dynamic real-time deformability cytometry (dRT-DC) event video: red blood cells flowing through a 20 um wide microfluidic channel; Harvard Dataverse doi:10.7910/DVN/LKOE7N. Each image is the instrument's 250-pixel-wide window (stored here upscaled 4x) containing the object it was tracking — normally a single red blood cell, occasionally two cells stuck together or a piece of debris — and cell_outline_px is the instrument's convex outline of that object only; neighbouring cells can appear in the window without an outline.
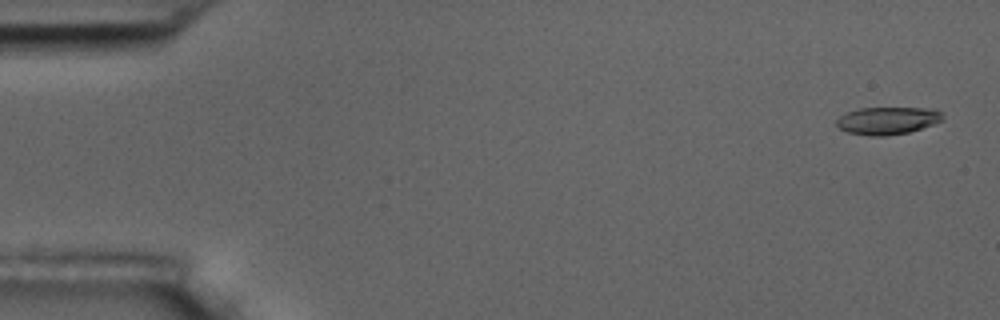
{"species": "common noctule bat (a hibernating species)", "species_latin": "Nyctalus noctula", "temperature_condition": "room temperature", "stored_images_in_passage": 5, "camera_frame_rate_fps": 3000, "um_per_image_px": 0.085, "animal": {"sex": "male", "body_mass_g": 17.5, "forearm_length_mm": 52.3}, "frame": {"image": 1, "passage_image": 1, "time_ms": 0.0, "image_size_px": [1000, 320], "cell_outline_px": [[944, 120], [908, 132], [884, 136], [868, 136], [848, 132], [840, 128], [836, 124], [836, 120], [840, 116], [848, 112], [860, 108], [936, 108], [944, 112]], "centroid_in_image_um": [75.48, 10.24], "position_along_channel_um": 9.5, "area_um2": 17.05}}
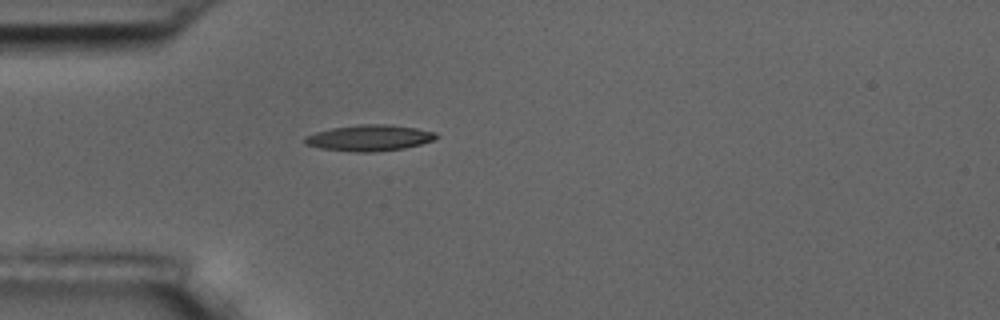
{"frame": {"image": 2, "passage_image": 5, "time_ms": 4.667, "image_size_px": [1000, 320], "cell_outline_px": [[440, 136], [432, 140], [420, 144], [404, 148], [372, 152], [356, 152], [320, 148], [304, 144], [304, 136], [316, 132], [332, 128], [356, 124], [392, 124], [416, 128], [436, 132]], "centroid_in_image_um": [31.39, 11.71], "position_along_channel_um": 53.6, "area_um2": 20.06}}